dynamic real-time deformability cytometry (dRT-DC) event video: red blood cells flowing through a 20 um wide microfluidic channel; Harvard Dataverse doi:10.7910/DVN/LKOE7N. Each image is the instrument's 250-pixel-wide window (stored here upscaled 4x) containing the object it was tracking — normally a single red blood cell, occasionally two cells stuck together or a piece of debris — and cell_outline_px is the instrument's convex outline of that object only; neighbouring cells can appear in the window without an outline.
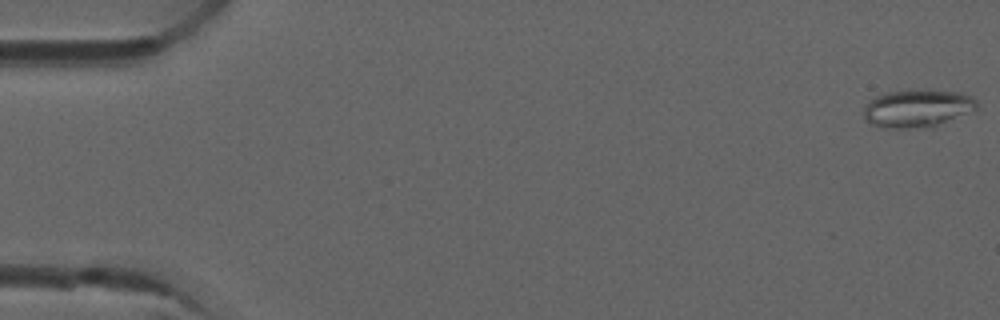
{"species": "common noctule bat (a hibernating species)", "species_latin": "Nyctalus noctula", "temperature_condition": "room temperature", "stored_images_in_passage": 5, "camera_frame_rate_fps": 3000, "um_per_image_px": 0.085, "animal": {"sex": "male", "forearm_length_mm": 52.5}, "frame": {"image": 1, "passage_image": 1, "time_ms": 0.0, "image_size_px": [1000, 320], "cell_outline_px": [[976, 108], [932, 128], [884, 128], [872, 124], [864, 120], [864, 108], [868, 100], [884, 92], [908, 88], [932, 88], [960, 92], [972, 96], [976, 100]], "centroid_in_image_um": [77.93, 9.17], "position_along_channel_um": 7.1, "area_um2": 25.72}}
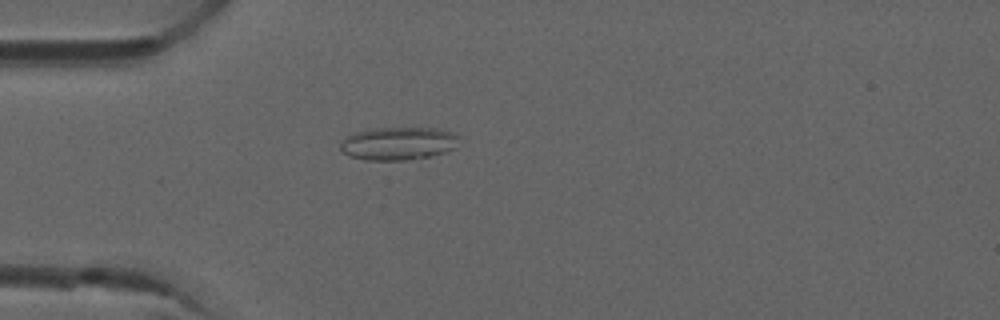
{"frame": {"image": 2, "passage_image": 5, "time_ms": 1.333, "image_size_px": [1000, 320], "cell_outline_px": [[460, 136], [456, 148], [444, 152], [428, 156], [404, 160], [364, 160], [348, 156], [340, 152], [340, 144], [348, 136], [356, 132], [368, 128], [436, 128], [452, 132]], "centroid_in_image_um": [33.84, 12.19], "position_along_channel_um": 51.2, "area_um2": 22.95}}